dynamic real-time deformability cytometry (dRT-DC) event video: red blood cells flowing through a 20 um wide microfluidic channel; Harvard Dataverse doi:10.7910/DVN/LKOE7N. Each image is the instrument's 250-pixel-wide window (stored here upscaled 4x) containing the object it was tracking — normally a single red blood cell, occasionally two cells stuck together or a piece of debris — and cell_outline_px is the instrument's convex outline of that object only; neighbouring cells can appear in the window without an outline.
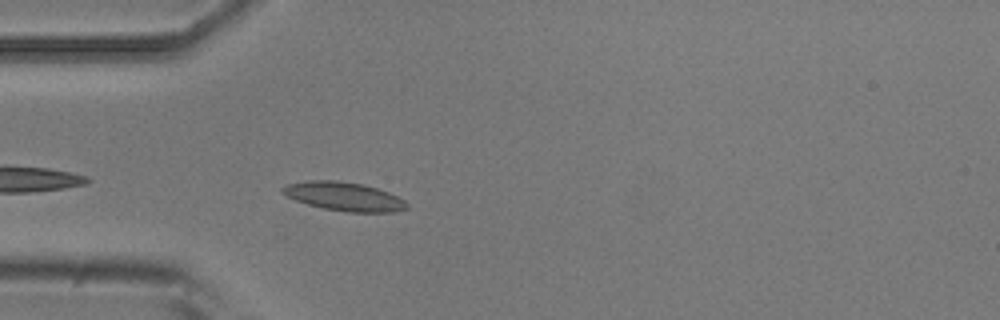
{"species": "common noctule bat (a hibernating species)", "species_latin": "Nyctalus noctula", "temperature_condition": "room temperature", "stored_images_in_passage": 39, "camera_frame_rate_fps": 3000, "um_per_image_px": 0.085, "animal": {"sex": "male", "body_mass_g": 20.5, "forearm_length_mm": 52.5}, "frame": {"image": 1, "passage_image": 3, "time_ms": 0.667, "image_size_px": [1000, 320], "cell_outline_px": [[408, 208], [396, 212], [348, 212], [324, 208], [308, 204], [296, 200], [280, 192], [280, 188], [288, 184], [308, 180], [336, 180], [364, 184], [388, 192], [404, 200], [408, 204]], "centroid_in_image_um": [29.25, 16.69], "position_along_channel_um": 55.8, "area_um2": 20.75}}
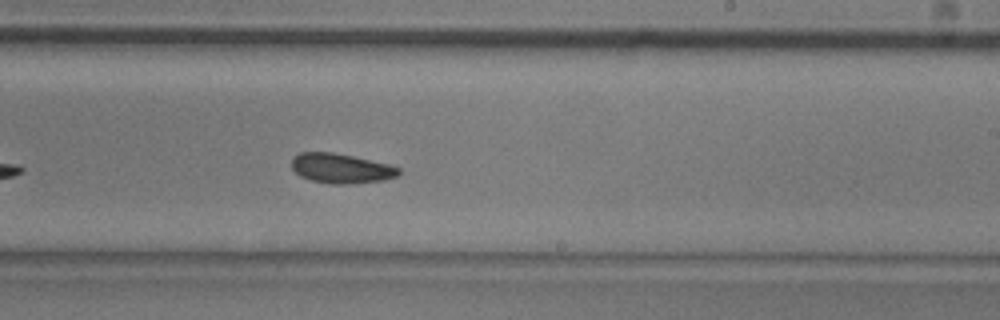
{"frame": {"image": 2, "passage_image": 19, "time_ms": 6.0, "image_size_px": [1000, 320], "cell_outline_px": [[400, 176], [384, 180], [356, 184], [328, 184], [312, 180], [300, 176], [292, 168], [292, 156], [300, 152], [332, 152], [352, 156], [388, 164], [400, 168]], "centroid_in_image_um": [29.0, 14.32], "position_along_channel_um": 260.0, "area_um2": 18.73}}
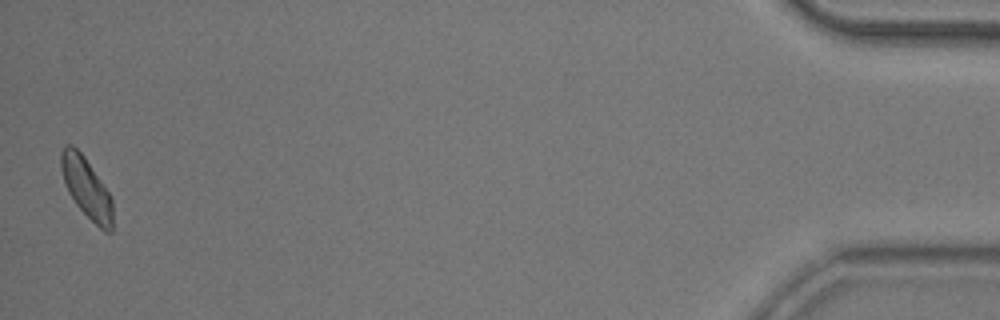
{"frame": {"image": 3, "passage_image": 39, "time_ms": 12.667, "image_size_px": [1000, 320], "cell_outline_px": [[112, 232], [104, 232], [76, 204], [68, 192], [64, 184], [60, 168], [60, 152], [64, 144], [72, 144], [84, 156], [112, 196]], "centroid_in_image_um": [7.33, 15.93], "position_along_channel_um": 427.9, "area_um2": 18.26}, "authors_computed_cell_mechanics": {"area_um2": 18.6116, "velocity_mm_per_s": 3.9128, "shape_relaxation_time_tau1_ms": 3.8962, "shape_relaxation_time_tau2_ms": 5.4882, "deformation_change_tau1": 0.0706, "deformation_change_tau2": 0.1089}}